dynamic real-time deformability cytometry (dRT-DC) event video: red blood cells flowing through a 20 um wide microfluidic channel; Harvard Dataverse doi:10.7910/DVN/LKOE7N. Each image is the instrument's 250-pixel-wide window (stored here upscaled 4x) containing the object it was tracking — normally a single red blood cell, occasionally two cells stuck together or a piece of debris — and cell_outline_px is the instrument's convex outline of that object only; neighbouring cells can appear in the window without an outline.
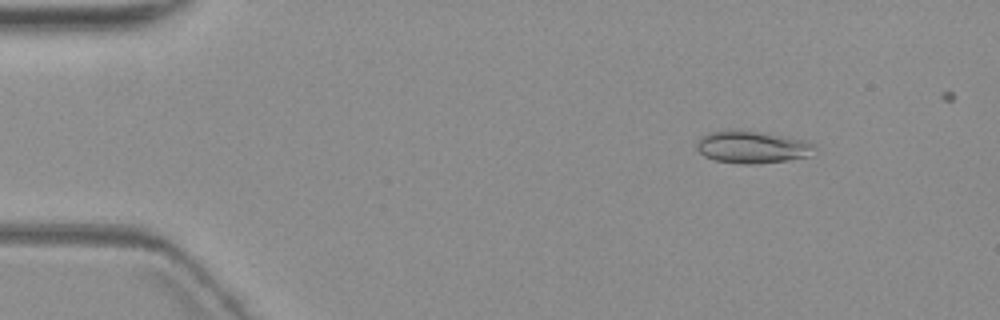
{"species": "common noctule bat (a hibernating species)", "species_latin": "Nyctalus noctula", "temperature_condition": "warm", "stored_images_in_passage": 9, "camera_frame_rate_fps": 3000, "um_per_image_px": 0.085, "animal": {"sex": "female", "body_mass_g": 19.3, "forearm_length_mm": 54.1}, "frame": {"image": 1, "passage_image": 3, "time_ms": 2.333, "image_size_px": [1000, 320], "cell_outline_px": [[816, 148], [808, 156], [788, 160], [756, 164], [744, 164], [716, 160], [704, 156], [696, 148], [696, 144], [700, 136], [708, 132], [732, 128], [760, 132], [808, 140], [816, 144]], "centroid_in_image_um": [63.92, 12.47], "position_along_channel_um": 21.1, "area_um2": 22.54}}
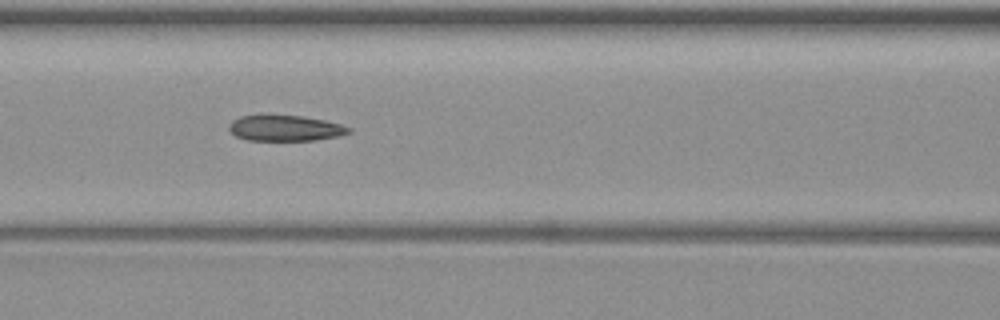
{"frame": {"image": 2, "passage_image": 8, "time_ms": 8.333, "image_size_px": [1000, 320], "cell_outline_px": [[352, 132], [340, 136], [316, 140], [244, 140], [236, 136], [228, 128], [228, 124], [232, 120], [240, 116], [304, 116], [324, 120], [340, 124], [352, 128]], "centroid_in_image_um": [24.27, 10.9], "position_along_channel_um": 142.3, "area_um2": 17.92}}
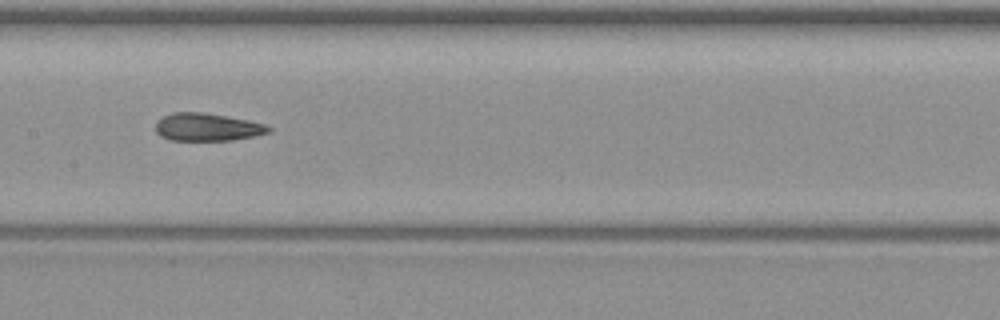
{"frame": {"image": 3, "passage_image": 9, "time_ms": 9.667, "image_size_px": [1000, 320], "cell_outline_px": [[272, 128], [268, 132], [252, 136], [232, 140], [168, 140], [160, 136], [156, 132], [156, 124], [164, 116], [172, 112], [204, 112], [248, 120], [264, 124]], "centroid_in_image_um": [17.58, 10.8], "position_along_channel_um": 189.8, "area_um2": 18.09}}